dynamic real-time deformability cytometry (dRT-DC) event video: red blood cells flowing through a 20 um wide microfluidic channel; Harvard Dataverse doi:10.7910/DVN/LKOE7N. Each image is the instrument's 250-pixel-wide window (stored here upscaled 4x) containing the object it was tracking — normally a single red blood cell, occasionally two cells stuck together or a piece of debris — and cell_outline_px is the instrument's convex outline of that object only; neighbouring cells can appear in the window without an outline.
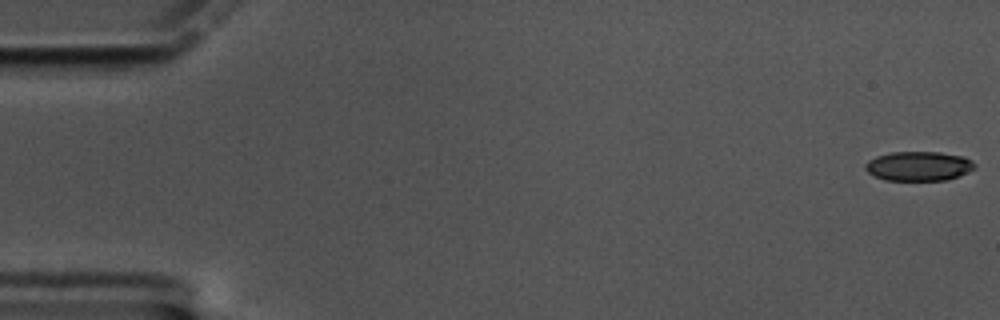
{"species": "common noctule bat (a hibernating species)", "species_latin": "Nyctalus noctula", "temperature_condition": "cold", "stored_images_in_passage": 59, "camera_frame_rate_fps": 3000, "um_per_image_px": 0.085, "animal": {"sex": "male", "body_mass_g": 17.5, "forearm_length_mm": 52.3}, "frame": {"image": 1, "passage_image": 1, "time_ms": 0.0, "image_size_px": [1000, 320], "cell_outline_px": [[976, 168], [960, 176], [948, 180], [884, 180], [868, 172], [864, 168], [864, 164], [868, 160], [876, 156], [892, 152], [940, 152], [964, 156], [972, 160], [976, 164]], "centroid_in_image_um": [78.12, 14.11], "position_along_channel_um": 6.9, "area_um2": 18.96}}
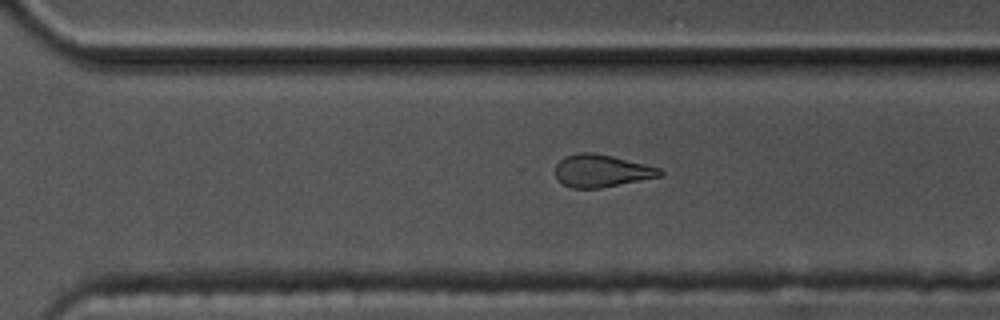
{"frame": {"image": 2, "passage_image": 41, "time_ms": 13.333, "image_size_px": [1000, 320], "cell_outline_px": [[664, 172], [660, 176], [600, 188], [572, 188], [556, 180], [556, 164], [564, 156], [580, 152], [592, 152], [612, 156], [660, 168]], "centroid_in_image_um": [51.09, 14.51], "position_along_channel_um": 319.5, "area_um2": 19.65}}
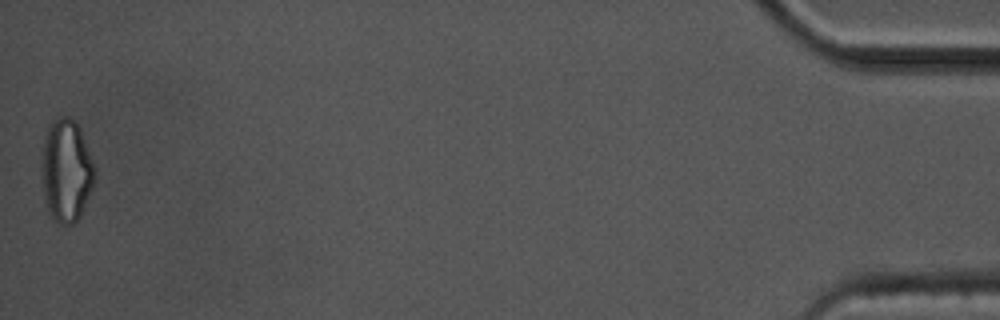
{"frame": {"image": 3, "passage_image": 59, "time_ms": 19.333, "image_size_px": [1000, 320], "cell_outline_px": [[96, 176], [92, 188], [80, 216], [72, 224], [60, 224], [48, 216], [44, 200], [40, 160], [44, 140], [48, 124], [60, 116], [68, 116], [80, 128], [96, 168]], "centroid_in_image_um": [5.61, 14.52], "position_along_channel_um": 429.6, "area_um2": 32.25}, "authors_computed_cell_mechanics": {"area_um2": 20.9236, "velocity_mm_per_s": 3.4174, "shape_relaxation_time_tau1_ms": 7.2116, "shape_relaxation_time_tau2_ms": 3.4801, "deformation_change_tau1": 0.1515, "deformation_change_tau2": 0.1083}}